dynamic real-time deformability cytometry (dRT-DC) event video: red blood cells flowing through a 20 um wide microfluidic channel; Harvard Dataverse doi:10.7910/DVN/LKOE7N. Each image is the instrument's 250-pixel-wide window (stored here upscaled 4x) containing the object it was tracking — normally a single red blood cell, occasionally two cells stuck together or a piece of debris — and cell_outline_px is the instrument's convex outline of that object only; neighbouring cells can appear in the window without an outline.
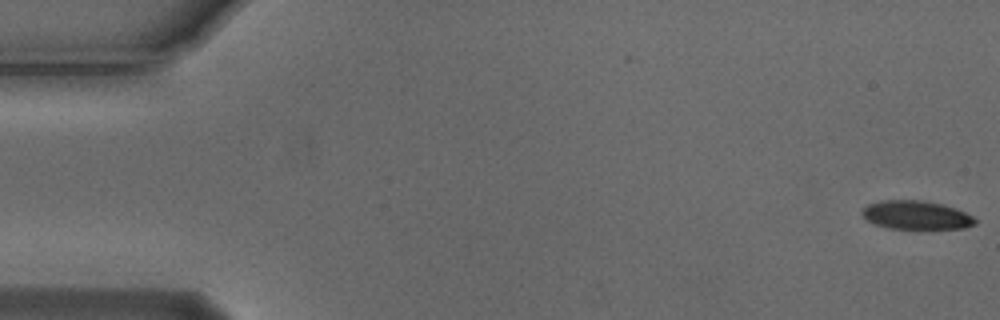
{"species": "Egyptian fruit bat (a non-hibernating species)", "species_latin": "Rousettus aegyptiacus", "temperature_condition": "cold", "stored_images_in_passage": 48, "camera_frame_rate_fps": 3000, "um_per_image_px": 0.085, "animal": {"sex": "male"}, "frame": {"image": 1, "passage_image": 1, "time_ms": 0.0, "image_size_px": [1000, 320], "cell_outline_px": [[976, 224], [964, 228], [888, 228], [876, 224], [868, 220], [860, 212], [860, 208], [868, 204], [880, 200], [924, 200], [944, 204], [956, 208], [972, 216], [976, 220]], "centroid_in_image_um": [77.85, 18.26], "position_along_channel_um": 7.1, "area_um2": 18.84}}
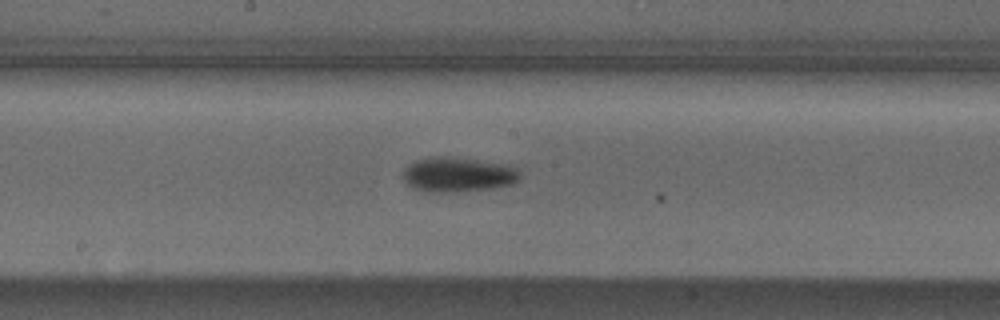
{"frame": {"image": 2, "passage_image": 29, "time_ms": 9.333, "image_size_px": [1000, 320], "cell_outline_px": [[520, 180], [512, 184], [492, 188], [456, 192], [428, 192], [412, 188], [404, 180], [404, 168], [408, 164], [416, 160], [428, 156], [448, 156], [504, 164], [516, 168], [520, 172]], "centroid_in_image_um": [38.91, 14.84], "position_along_channel_um": 209.3, "area_um2": 23.81}}
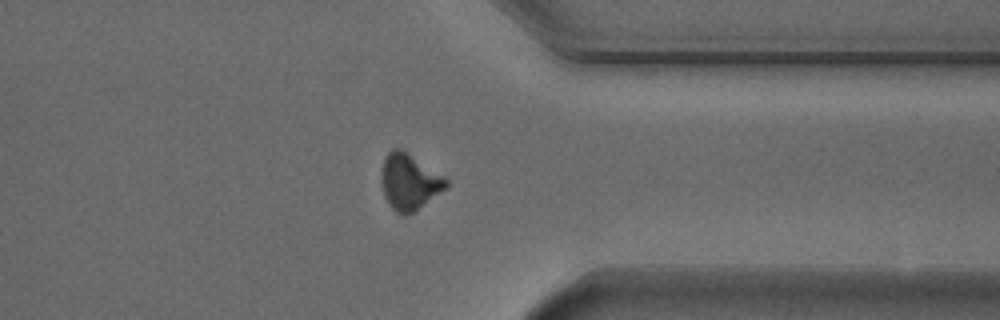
{"frame": {"image": 3, "passage_image": 43, "time_ms": 14.0, "image_size_px": [1000, 320], "cell_outline_px": [[448, 188], [412, 212], [404, 216], [396, 212], [392, 208], [384, 196], [380, 180], [384, 160], [388, 152], [392, 148], [400, 148], [444, 176], [448, 180]], "centroid_in_image_um": [34.79, 15.46], "position_along_channel_um": 376.6, "area_um2": 20.98}, "authors_computed_cell_mechanics": {"area_um2": 21.2415, "velocity_mm_per_s": 3.7206, "shape_relaxation_time_tau1_ms": 2.3727, "shape_relaxation_time_tau2_ms": null, "deformation_change_tau1": 0.0991, "deformation_change_tau2": null}}